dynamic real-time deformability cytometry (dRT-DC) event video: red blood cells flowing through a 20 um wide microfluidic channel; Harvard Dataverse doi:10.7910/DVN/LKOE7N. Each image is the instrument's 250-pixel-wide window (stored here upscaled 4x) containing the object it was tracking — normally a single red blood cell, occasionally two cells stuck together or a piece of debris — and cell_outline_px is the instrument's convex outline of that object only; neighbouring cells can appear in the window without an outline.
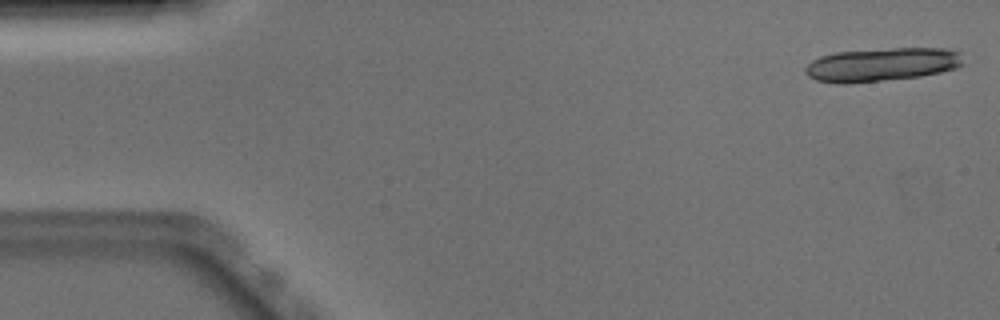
{"species": "Egyptian fruit bat (a non-hibernating species)", "species_latin": "Rousettus aegyptiacus", "temperature_condition": "warm", "stored_images_in_passage": 7, "camera_frame_rate_fps": 3000, "um_per_image_px": 0.085, "animal": {"sex": "male"}, "frame": {"image": 1, "passage_image": 1, "time_ms": 0.0, "image_size_px": [1000, 320], "cell_outline_px": [[964, 64], [956, 68], [940, 72], [920, 76], [848, 84], [840, 84], [816, 80], [808, 76], [804, 72], [804, 68], [812, 60], [820, 56], [836, 52], [892, 48], [944, 48], [960, 52]], "centroid_in_image_um": [74.94, 5.49], "position_along_channel_um": 10.1, "area_um2": 30.92}}